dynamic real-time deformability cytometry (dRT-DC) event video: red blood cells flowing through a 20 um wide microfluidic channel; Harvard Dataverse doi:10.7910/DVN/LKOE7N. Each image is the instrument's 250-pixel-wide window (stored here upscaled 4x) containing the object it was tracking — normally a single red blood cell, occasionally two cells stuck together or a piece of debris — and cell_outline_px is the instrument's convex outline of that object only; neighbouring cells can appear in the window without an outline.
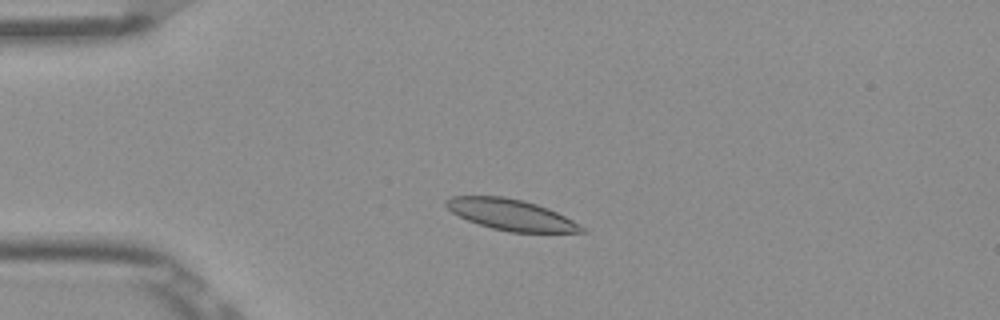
{"species": "Egyptian fruit bat (a non-hibernating species)", "species_latin": "Rousettus aegyptiacus", "temperature_condition": "room temperature", "stored_images_in_passage": 51, "camera_frame_rate_fps": 3000, "um_per_image_px": 0.085, "frame": {"image": 1, "passage_image": 11, "time_ms": 3.333, "image_size_px": [1000, 320], "cell_outline_px": [[588, 232], [508, 232], [492, 228], [468, 220], [452, 212], [444, 204], [444, 200], [452, 196], [504, 196], [524, 200], [548, 208], [580, 224]], "centroid_in_image_um": [43.43, 18.24], "position_along_channel_um": 41.6, "area_um2": 24.33}}
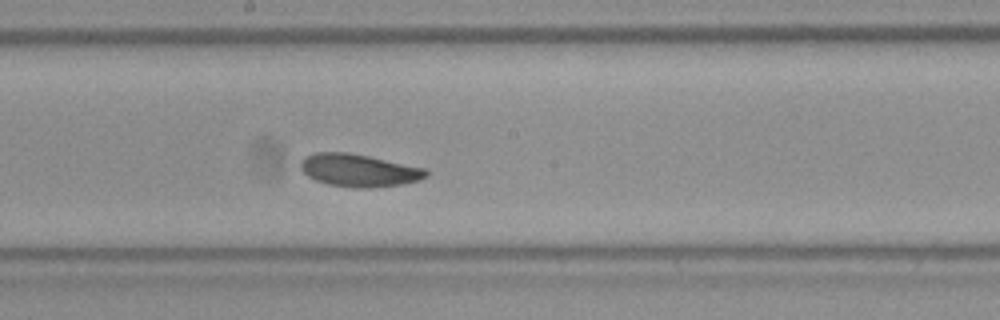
{"frame": {"image": 2, "passage_image": 27, "time_ms": 8.667, "image_size_px": [1000, 320], "cell_outline_px": [[428, 176], [420, 180], [400, 184], [364, 188], [356, 188], [328, 184], [316, 180], [308, 176], [300, 168], [300, 160], [304, 156], [316, 152], [348, 152], [428, 168]], "centroid_in_image_um": [30.51, 14.46], "position_along_channel_um": 217.7, "area_um2": 23.93}}
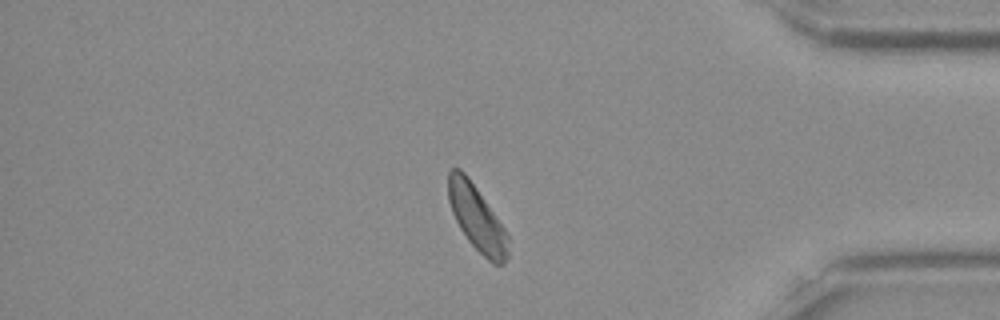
{"frame": {"image": 3, "passage_image": 43, "time_ms": 14.0, "image_size_px": [1000, 320], "cell_outline_px": [[508, 256], [504, 264], [492, 264], [468, 240], [460, 228], [452, 212], [448, 200], [448, 172], [452, 168], [460, 168], [464, 172], [476, 188], [496, 216], [504, 228], [508, 236]], "centroid_in_image_um": [40.52, 18.54], "position_along_channel_um": 394.7, "area_um2": 22.43}, "authors_computed_cell_mechanics": {"area_um2": 23.7558, "velocity_mm_per_s": 3.8402, "shape_relaxation_time_tau1_ms": 2.9054, "shape_relaxation_time_tau2_ms": 3.6684, "deformation_change_tau1": 0.0946, "deformation_change_tau2": 0.0913}}